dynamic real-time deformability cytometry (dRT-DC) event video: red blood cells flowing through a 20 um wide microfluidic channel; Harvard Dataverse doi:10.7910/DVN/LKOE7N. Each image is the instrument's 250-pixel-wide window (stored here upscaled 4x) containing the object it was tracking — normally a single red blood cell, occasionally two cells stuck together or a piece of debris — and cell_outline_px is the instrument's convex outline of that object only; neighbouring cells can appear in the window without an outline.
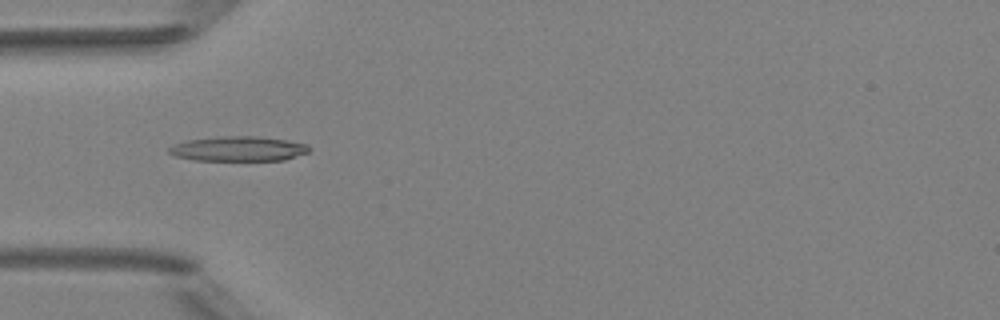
{"species": "Egyptian fruit bat (a non-hibernating species)", "species_latin": "Rousettus aegyptiacus", "temperature_condition": "room temperature", "stored_images_in_passage": 5, "camera_frame_rate_fps": 3000, "um_per_image_px": 0.085, "animal": {"sex": "female"}, "frame": {"image": 1, "passage_image": 5, "time_ms": 4.667, "image_size_px": [1000, 320], "cell_outline_px": [[312, 148], [308, 152], [284, 160], [192, 160], [176, 156], [168, 152], [168, 148], [176, 144], [188, 140], [220, 136], [256, 136], [284, 140], [308, 144]], "centroid_in_image_um": [20.28, 12.64], "position_along_channel_um": 64.7, "area_um2": 20.11}}